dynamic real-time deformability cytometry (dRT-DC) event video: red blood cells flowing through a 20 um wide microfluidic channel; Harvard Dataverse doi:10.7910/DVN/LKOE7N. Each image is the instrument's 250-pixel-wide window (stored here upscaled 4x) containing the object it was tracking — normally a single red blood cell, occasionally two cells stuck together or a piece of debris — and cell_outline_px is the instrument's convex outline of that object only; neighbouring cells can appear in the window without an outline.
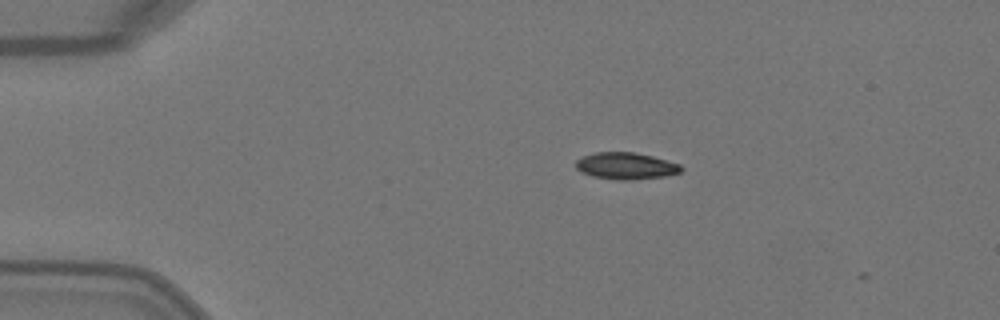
{"species": "Egyptian fruit bat (a non-hibernating species)", "species_latin": "Rousettus aegyptiacus", "temperature_condition": "warm", "stored_images_in_passage": 3, "camera_frame_rate_fps": 3000, "um_per_image_px": 0.085, "animal": {"sex": "female"}, "frame": {"image": 1, "passage_image": 1, "time_ms": 0.0, "image_size_px": [1000, 320], "cell_outline_px": [[684, 168], [680, 172], [664, 176], [632, 180], [616, 180], [592, 176], [580, 172], [576, 168], [576, 160], [584, 156], [596, 152], [632, 152], [652, 156], [680, 164]], "centroid_in_image_um": [53.19, 14.11], "position_along_channel_um": 31.8, "area_um2": 16.42}}
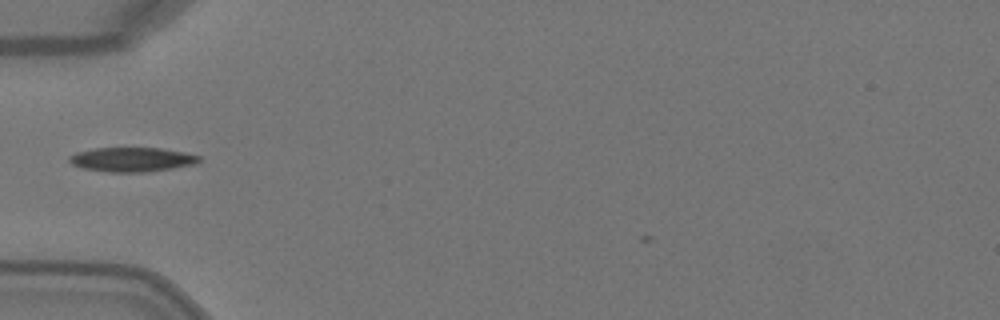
{"frame": {"image": 2, "passage_image": 2, "time_ms": 0.333, "image_size_px": [1000, 320], "cell_outline_px": [[200, 160], [196, 164], [172, 168], [144, 172], [108, 172], [80, 168], [72, 164], [68, 160], [68, 156], [76, 152], [96, 148], [160, 148], [184, 152], [200, 156]], "centroid_in_image_um": [11.18, 13.56], "position_along_channel_um": 73.8, "area_um2": 18.44}}
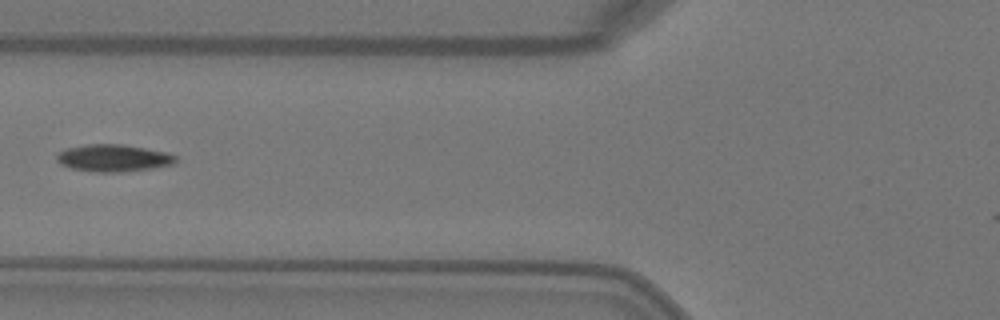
{"frame": {"image": 3, "passage_image": 3, "time_ms": 0.667, "image_size_px": [1000, 320], "cell_outline_px": [[176, 160], [172, 164], [152, 168], [120, 172], [96, 172], [72, 168], [60, 164], [56, 160], [56, 156], [60, 152], [68, 148], [88, 144], [124, 144], [168, 152], [176, 156]], "centroid_in_image_um": [9.65, 13.43], "position_along_channel_um": 116.2, "area_um2": 18.73}}